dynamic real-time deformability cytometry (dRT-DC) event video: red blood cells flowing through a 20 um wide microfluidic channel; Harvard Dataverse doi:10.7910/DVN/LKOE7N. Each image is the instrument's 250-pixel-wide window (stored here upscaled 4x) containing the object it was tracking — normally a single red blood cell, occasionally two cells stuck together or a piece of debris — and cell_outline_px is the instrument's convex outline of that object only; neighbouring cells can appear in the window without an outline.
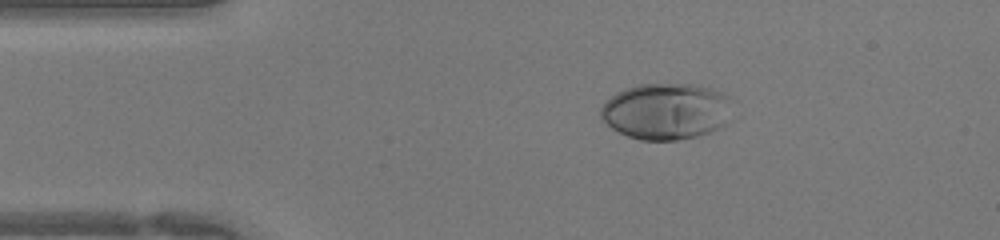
{"species": "human", "species_latin": "Homo sapiens", "temperature_condition": "warm", "stored_images_in_passage": 39, "camera_frame_rate_fps": 3000, "um_per_image_px": 0.085, "donor": {"sex": "female"}, "frame": {"image": 1, "passage_image": 2, "time_ms": 0.333, "image_size_px": [1000, 240], "cell_outline_px": [[736, 100], [732, 120], [728, 124], [708, 132], [696, 136], [676, 140], [640, 140], [628, 136], [612, 128], [600, 116], [600, 108], [616, 92], [624, 88], [636, 84], [696, 84], [712, 88]], "centroid_in_image_um": [56.73, 9.44], "position_along_channel_um": 28.3, "area_um2": 44.1}}
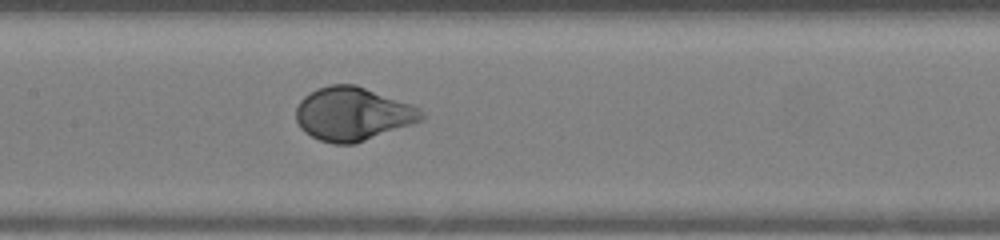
{"frame": {"image": 2, "passage_image": 15, "time_ms": 4.667, "image_size_px": [1000, 240], "cell_outline_px": [[424, 120], [356, 144], [332, 144], [320, 140], [304, 132], [300, 128], [296, 120], [296, 108], [300, 100], [304, 96], [320, 88], [332, 84], [356, 84], [412, 104], [420, 108], [424, 112]], "centroid_in_image_um": [30.01, 9.69], "position_along_channel_um": 177.4, "area_um2": 39.36}}
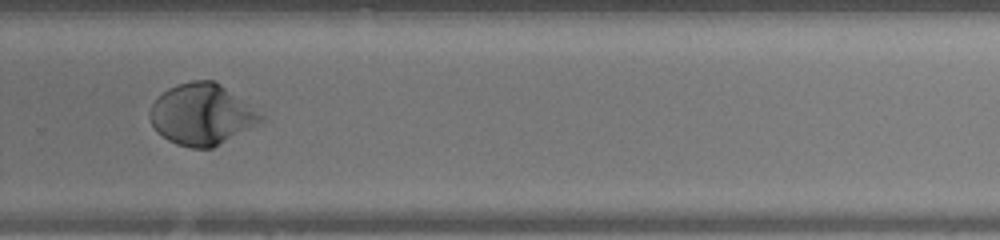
{"frame": {"image": 3, "passage_image": 24, "time_ms": 7.667, "image_size_px": [1000, 240], "cell_outline_px": [[268, 120], [212, 148], [192, 148], [176, 144], [168, 140], [156, 132], [148, 116], [148, 112], [156, 96], [168, 88], [176, 84], [192, 80], [212, 80], [220, 84], [264, 116]], "centroid_in_image_um": [17.12, 9.73], "position_along_channel_um": 312.7, "area_um2": 39.71}}